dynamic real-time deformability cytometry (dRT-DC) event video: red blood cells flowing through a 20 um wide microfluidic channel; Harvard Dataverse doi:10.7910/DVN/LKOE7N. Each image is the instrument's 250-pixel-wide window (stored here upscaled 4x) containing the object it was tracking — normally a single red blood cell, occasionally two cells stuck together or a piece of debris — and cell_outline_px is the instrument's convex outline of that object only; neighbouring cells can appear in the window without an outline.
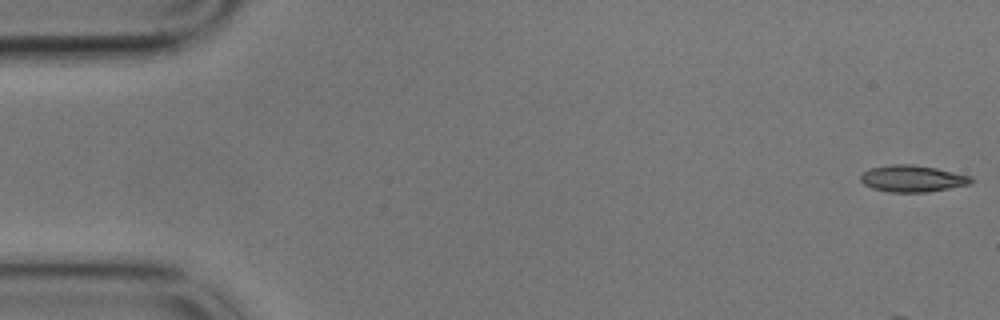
{"species": "common noctule bat (a hibernating species)", "species_latin": "Nyctalus noctula", "temperature_condition": "cold", "stored_images_in_passage": 26, "camera_frame_rate_fps": 3000, "um_per_image_px": 0.085, "animal": {"sex": "male", "body_mass_g": 17.9}, "frame": {"image": 1, "passage_image": 1, "time_ms": 0.0, "image_size_px": [1000, 320], "cell_outline_px": [[972, 184], [928, 192], [892, 192], [872, 188], [864, 184], [860, 180], [860, 176], [864, 172], [872, 168], [892, 164], [912, 164], [936, 168], [972, 176]], "centroid_in_image_um": [77.58, 15.18], "position_along_channel_um": 7.4, "area_um2": 17.11}}
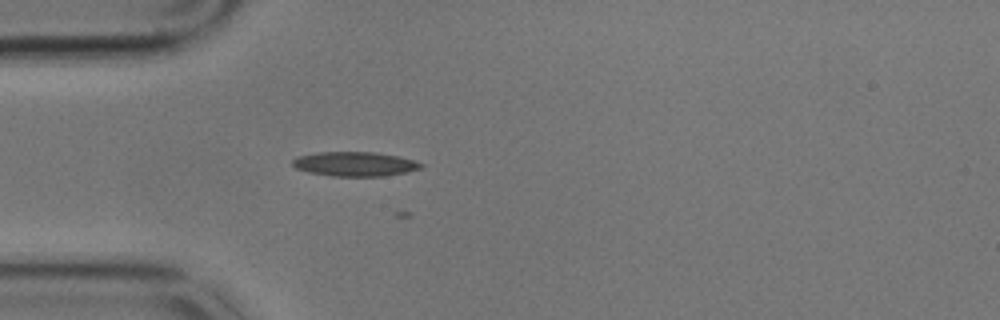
{"frame": {"image": 2, "passage_image": 16, "time_ms": 5.0, "image_size_px": [1000, 320], "cell_outline_px": [[424, 164], [420, 168], [404, 172], [384, 176], [332, 176], [308, 172], [296, 168], [292, 164], [292, 160], [296, 156], [316, 152], [376, 152], [396, 156], [412, 160]], "centroid_in_image_um": [30.09, 13.93], "position_along_channel_um": 54.9, "area_um2": 18.15}}
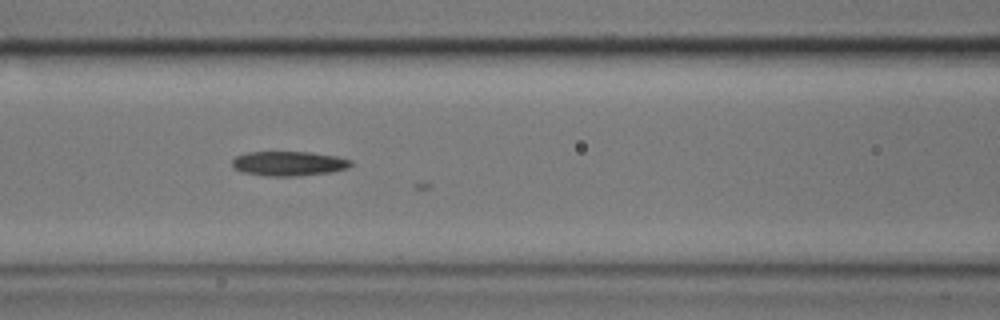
{"frame": {"image": 3, "passage_image": 24, "time_ms": 7.667, "image_size_px": [1000, 320], "cell_outline_px": [[352, 164], [348, 168], [332, 172], [296, 176], [264, 176], [244, 172], [232, 168], [232, 160], [236, 156], [248, 152], [308, 152], [336, 156], [352, 160]], "centroid_in_image_um": [24.54, 13.9], "position_along_channel_um": 142.1, "area_um2": 17.05}}